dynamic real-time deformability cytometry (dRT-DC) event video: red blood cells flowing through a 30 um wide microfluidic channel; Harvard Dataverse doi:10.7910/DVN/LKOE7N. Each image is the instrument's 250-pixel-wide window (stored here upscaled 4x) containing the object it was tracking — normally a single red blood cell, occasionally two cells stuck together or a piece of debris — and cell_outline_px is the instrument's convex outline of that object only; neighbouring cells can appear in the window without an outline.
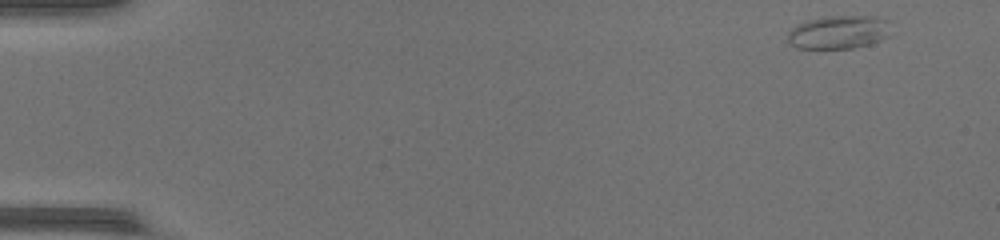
{"species": "common noctule bat (a hibernating species)", "species_latin": "Nyctalus noctula", "temperature_condition": "warm", "stored_images_in_passage": 45, "camera_frame_rate_fps": 3000, "um_per_image_px": 0.085, "animal": {"sex": "female", "body_mass_g": 17.0, "forearm_length_mm": 48.0}, "frame": {"image": 1, "passage_image": 1, "time_ms": 0.0, "image_size_px": [1000, 240], "cell_outline_px": [[888, 36], [880, 40], [868, 44], [852, 48], [796, 48], [788, 44], [788, 32], [792, 28], [808, 20], [828, 16], [872, 16], [888, 20]], "centroid_in_image_um": [71.26, 2.74], "position_along_channel_um": 13.7, "area_um2": 19.83}}
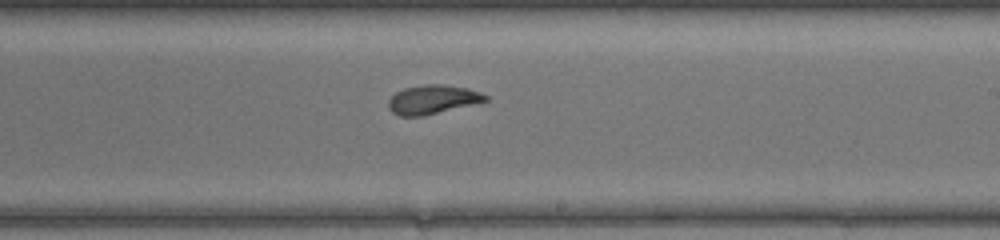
{"frame": {"image": 2, "passage_image": 27, "time_ms": 8.667, "image_size_px": [1000, 240], "cell_outline_px": [[488, 100], [424, 116], [400, 116], [392, 112], [388, 108], [388, 100], [396, 92], [404, 88], [424, 84], [444, 84], [468, 88], [480, 92], [488, 96]], "centroid_in_image_um": [36.75, 8.45], "position_along_channel_um": 252.3, "area_um2": 16.36}}
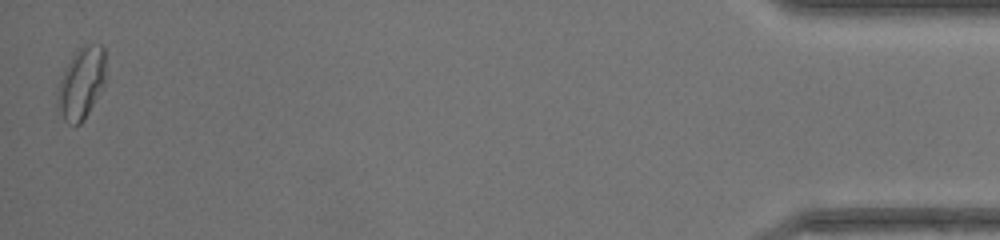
{"frame": {"image": 3, "passage_image": 45, "time_ms": 14.667, "image_size_px": [1000, 240], "cell_outline_px": [[108, 80], [84, 120], [80, 124], [68, 124], [64, 120], [56, 104], [60, 80], [72, 56], [80, 48], [88, 44], [100, 44], [104, 48], [108, 76]], "centroid_in_image_um": [6.98, 7.07], "position_along_channel_um": 428.2, "area_um2": 20.46}, "authors_computed_cell_mechanics": {"area_um2": 17.051, "velocity_mm_per_s": 4.4168, "shape_relaxation_time_tau1_ms": 5.3099, "shape_relaxation_time_tau2_ms": 1.5318, "deformation_change_tau1": 0.1942, "deformation_change_tau2": 0.0754}}